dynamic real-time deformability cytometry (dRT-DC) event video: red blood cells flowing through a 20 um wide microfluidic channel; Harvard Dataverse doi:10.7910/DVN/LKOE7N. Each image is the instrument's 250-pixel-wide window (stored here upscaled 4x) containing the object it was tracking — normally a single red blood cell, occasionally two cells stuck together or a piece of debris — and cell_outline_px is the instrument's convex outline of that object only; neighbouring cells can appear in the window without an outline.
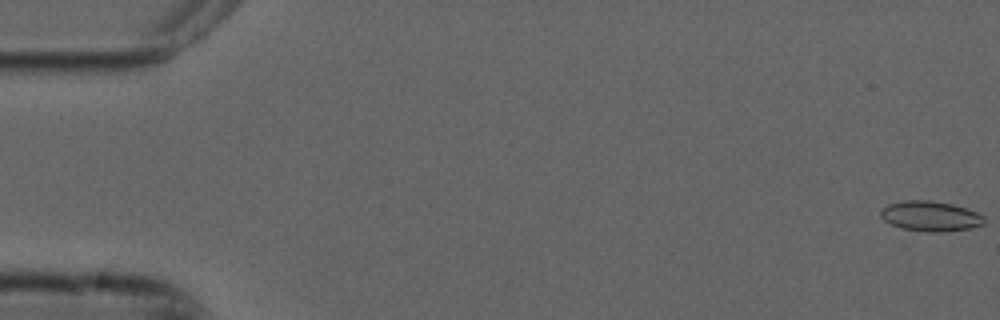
{"species": "common noctule bat (a hibernating species)", "species_latin": "Nyctalus noctula", "temperature_condition": "cold", "stored_images_in_passage": 4, "camera_frame_rate_fps": 3000, "um_per_image_px": 0.085, "animal": {"sex": "male", "forearm_length_mm": 52.5}, "frame": {"image": 1, "passage_image": 1, "time_ms": 0.0, "image_size_px": [1000, 320], "cell_outline_px": [[984, 224], [972, 228], [940, 232], [928, 232], [900, 228], [884, 220], [880, 216], [880, 212], [888, 204], [904, 200], [928, 200], [952, 204], [976, 212], [984, 216]], "centroid_in_image_um": [79.08, 18.38], "position_along_channel_um": 5.9, "area_um2": 18.09}}